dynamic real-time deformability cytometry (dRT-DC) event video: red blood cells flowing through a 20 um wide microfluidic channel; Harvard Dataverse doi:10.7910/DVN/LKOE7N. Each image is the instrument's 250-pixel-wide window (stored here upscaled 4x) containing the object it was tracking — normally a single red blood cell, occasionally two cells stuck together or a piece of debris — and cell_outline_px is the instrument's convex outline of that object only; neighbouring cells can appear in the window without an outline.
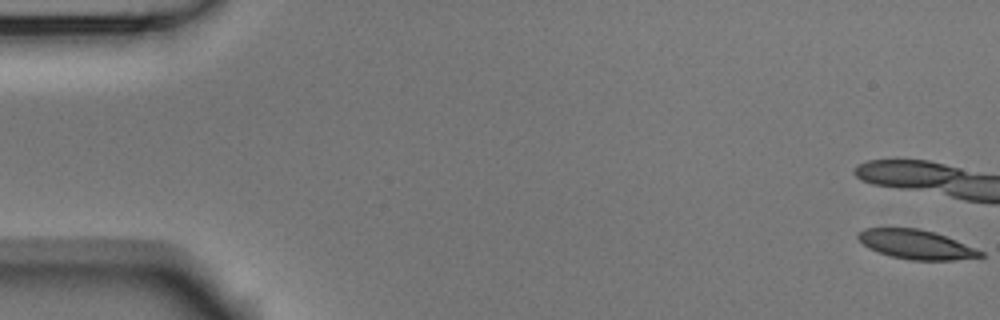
{"species": "Egyptian fruit bat (a non-hibernating species)", "species_latin": "Rousettus aegyptiacus", "temperature_condition": "room temperature", "stored_images_in_passage": 6, "camera_frame_rate_fps": 3000, "um_per_image_px": 0.085, "animal": {"sex": "male"}, "frame": {"image": 1, "passage_image": 1, "time_ms": 0.0, "image_size_px": [1000, 320], "cell_outline_px": [[984, 256], [956, 260], [912, 260], [892, 256], [868, 248], [856, 236], [856, 232], [864, 228], [920, 228], [936, 232], [956, 240], [984, 252]], "centroid_in_image_um": [77.87, 20.76], "position_along_channel_um": 7.1, "area_um2": 20.81}}